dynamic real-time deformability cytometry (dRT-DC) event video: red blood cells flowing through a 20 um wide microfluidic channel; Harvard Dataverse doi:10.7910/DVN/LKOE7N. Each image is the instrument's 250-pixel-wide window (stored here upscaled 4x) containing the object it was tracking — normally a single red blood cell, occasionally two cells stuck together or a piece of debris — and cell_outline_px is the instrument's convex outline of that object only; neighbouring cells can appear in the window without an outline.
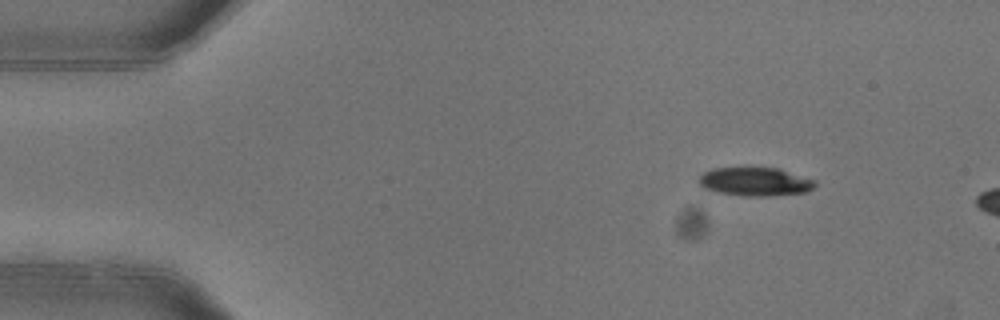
{"species": "common noctule bat (a hibernating species)", "species_latin": "Nyctalus noctula", "temperature_condition": "warm", "stored_images_in_passage": 3, "camera_frame_rate_fps": 3000, "um_per_image_px": 0.085, "animal": {"sex": "female"}, "frame": {"image": 1, "passage_image": 1, "time_ms": 0.0, "image_size_px": [1000, 320], "cell_outline_px": [[816, 184], [812, 188], [804, 192], [764, 196], [748, 196], [716, 192], [704, 188], [700, 184], [700, 176], [704, 172], [712, 168], [744, 164], [780, 168], [816, 180]], "centroid_in_image_um": [64.15, 15.37], "position_along_channel_um": 20.8, "area_um2": 20.11}}